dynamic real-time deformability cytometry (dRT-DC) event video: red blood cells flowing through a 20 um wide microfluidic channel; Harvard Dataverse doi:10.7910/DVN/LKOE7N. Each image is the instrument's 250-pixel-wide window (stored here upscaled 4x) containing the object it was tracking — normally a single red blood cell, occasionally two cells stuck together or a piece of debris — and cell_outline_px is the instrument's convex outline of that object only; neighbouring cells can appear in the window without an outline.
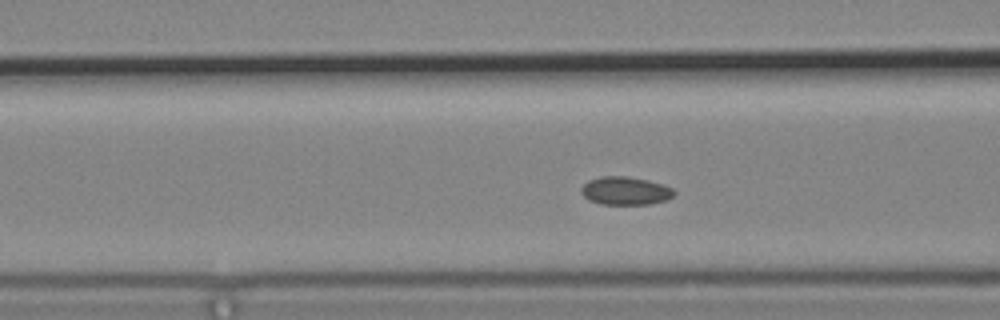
{"species": "common noctule bat (a hibernating species)", "species_latin": "Nyctalus noctula", "temperature_condition": "cold", "stored_images_in_passage": 15, "camera_frame_rate_fps": 3000, "um_per_image_px": 0.085, "animal": {"sex": "male", "body_mass_g": 19.2, "forearm_length_mm": 51.8}, "frame": {"image": 1, "passage_image": 7, "time_ms": 2.0, "image_size_px": [1000, 320], "cell_outline_px": [[676, 192], [672, 196], [664, 200], [648, 204], [600, 204], [588, 200], [580, 192], [580, 188], [588, 180], [600, 176], [628, 176], [648, 180], [664, 184], [672, 188]], "centroid_in_image_um": [53.12, 16.2], "position_along_channel_um": 113.5, "area_um2": 15.32}}
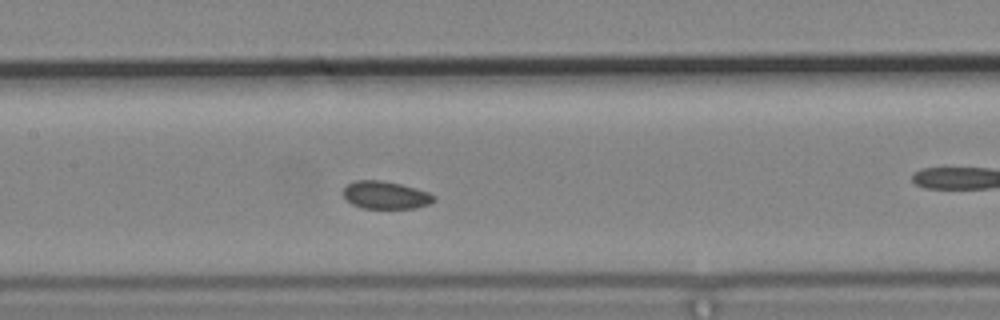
{"frame": {"image": 2, "passage_image": 12, "time_ms": 3.667, "image_size_px": [1000, 320], "cell_outline_px": [[436, 200], [428, 204], [412, 208], [360, 208], [352, 204], [344, 196], [344, 188], [348, 184], [356, 180], [380, 180], [400, 184], [416, 188], [428, 192], [436, 196]], "centroid_in_image_um": [32.78, 16.58], "position_along_channel_um": 174.6, "area_um2": 14.51}}
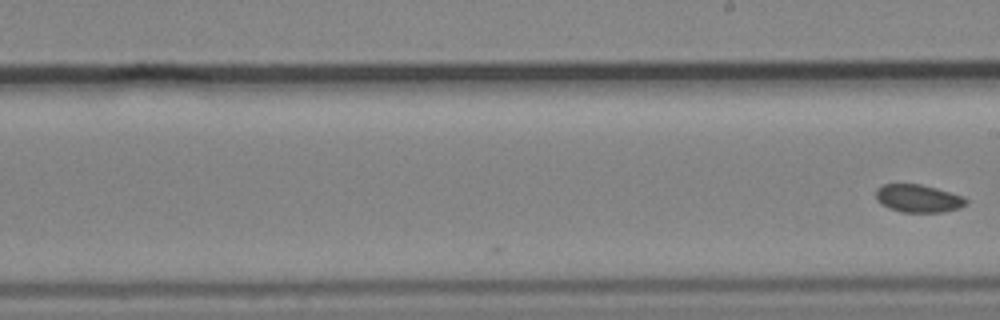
{"frame": {"image": 3, "passage_image": 15, "time_ms": 4.667, "image_size_px": [1000, 320], "cell_outline_px": [[968, 204], [960, 208], [944, 212], [900, 212], [888, 208], [880, 204], [876, 200], [876, 188], [880, 184], [920, 184], [936, 188], [964, 196], [968, 200]], "centroid_in_image_um": [78.04, 16.87], "position_along_channel_um": 211.0, "area_um2": 14.91}}